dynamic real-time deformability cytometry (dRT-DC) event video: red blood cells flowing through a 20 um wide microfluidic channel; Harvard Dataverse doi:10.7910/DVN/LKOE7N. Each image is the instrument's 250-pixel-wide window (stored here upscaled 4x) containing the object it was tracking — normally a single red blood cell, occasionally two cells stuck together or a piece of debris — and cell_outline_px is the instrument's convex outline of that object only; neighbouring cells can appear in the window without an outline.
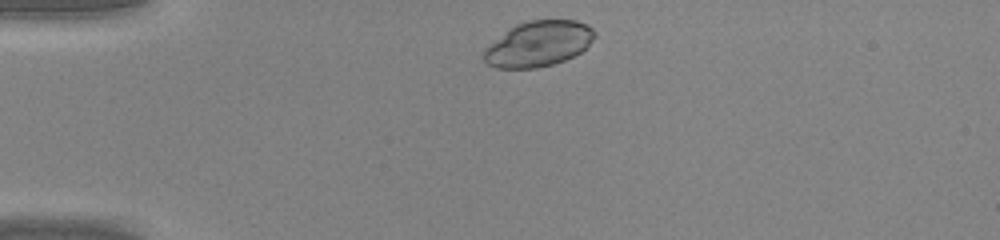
{"species": "common noctule bat (a hibernating species)", "species_latin": "Nyctalus noctula", "temperature_condition": "warm", "stored_images_in_passage": 35, "camera_frame_rate_fps": 3000, "um_per_image_px": 0.085, "animal": {"sex": "male", "body_mass_g": 20.0, "forearm_length_mm": 53.3}, "frame": {"image": 1, "passage_image": 2, "time_ms": 0.333, "image_size_px": [1000, 240], "cell_outline_px": [[596, 36], [580, 52], [564, 60], [552, 64], [536, 68], [496, 68], [488, 64], [484, 60], [484, 48], [516, 24], [528, 20], [576, 20], [592, 28], [596, 32]], "centroid_in_image_um": [45.76, 3.72], "position_along_channel_um": 39.2, "area_um2": 29.02}}
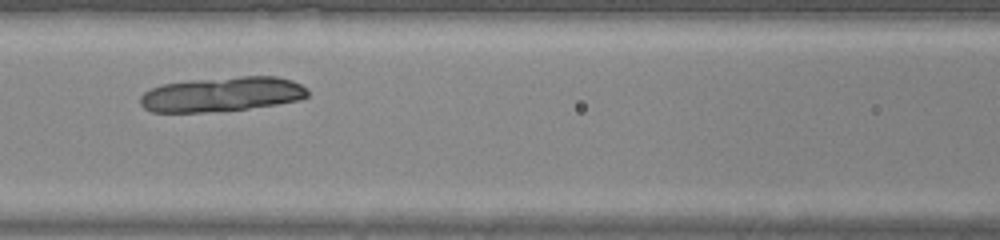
{"frame": {"image": 2, "passage_image": 12, "time_ms": 3.667, "image_size_px": [1000, 240], "cell_outline_px": [[308, 96], [300, 100], [276, 104], [248, 108], [204, 112], [152, 112], [144, 108], [140, 104], [140, 96], [144, 92], [160, 84], [188, 80], [240, 76], [276, 76], [292, 80], [308, 88]], "centroid_in_image_um": [18.86, 8.0], "position_along_channel_um": 147.7, "area_um2": 33.99}}
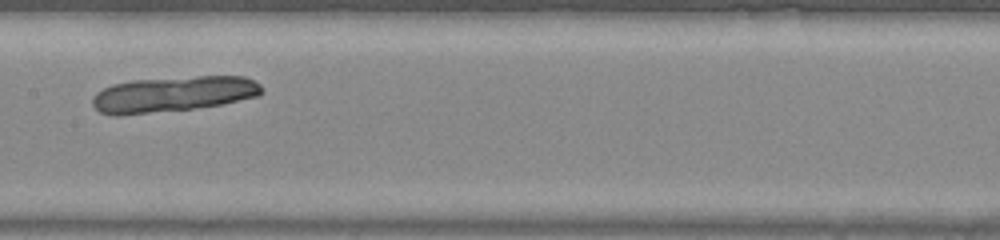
{"frame": {"image": 3, "passage_image": 15, "time_ms": 4.667, "image_size_px": [1000, 240], "cell_outline_px": [[264, 92], [260, 96], [220, 104], [192, 108], [120, 116], [112, 116], [100, 112], [92, 104], [92, 96], [96, 92], [112, 84], [132, 80], [196, 76], [244, 76], [260, 84], [264, 88]], "centroid_in_image_um": [14.71, 8.0], "position_along_channel_um": 192.7, "area_um2": 35.26}}